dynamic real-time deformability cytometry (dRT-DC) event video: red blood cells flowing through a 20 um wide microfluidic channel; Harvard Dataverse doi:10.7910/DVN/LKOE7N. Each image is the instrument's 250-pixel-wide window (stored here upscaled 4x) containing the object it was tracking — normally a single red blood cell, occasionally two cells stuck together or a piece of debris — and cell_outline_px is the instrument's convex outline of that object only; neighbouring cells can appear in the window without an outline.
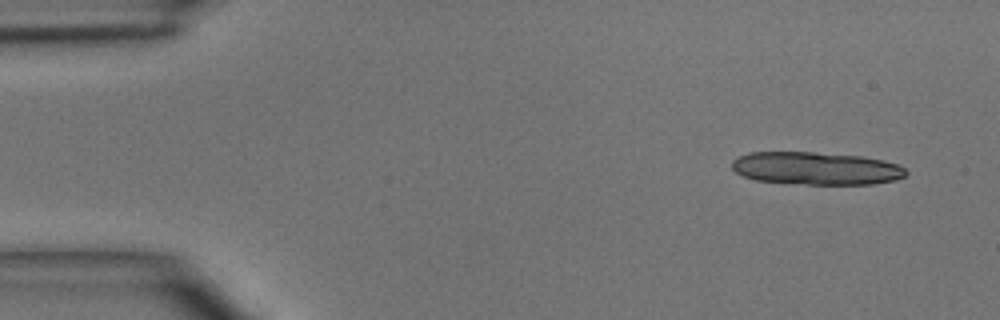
{"species": "common noctule bat (a hibernating species)", "species_latin": "Nyctalus noctula", "temperature_condition": "room temperature", "stored_images_in_passage": 5, "camera_frame_rate_fps": 3000, "um_per_image_px": 0.085, "animal": {"sex": "male", "body_mass_g": 15.6}, "frame": {"image": 1, "passage_image": 1, "time_ms": 0.0, "image_size_px": [1000, 320], "cell_outline_px": [[908, 172], [904, 176], [896, 180], [872, 184], [808, 184], [756, 180], [744, 176], [736, 172], [732, 168], [732, 160], [748, 152], [812, 152], [860, 156], [884, 160], [896, 164], [904, 168]], "centroid_in_image_um": [69.37, 14.3], "position_along_channel_um": 15.6, "area_um2": 33.06}}